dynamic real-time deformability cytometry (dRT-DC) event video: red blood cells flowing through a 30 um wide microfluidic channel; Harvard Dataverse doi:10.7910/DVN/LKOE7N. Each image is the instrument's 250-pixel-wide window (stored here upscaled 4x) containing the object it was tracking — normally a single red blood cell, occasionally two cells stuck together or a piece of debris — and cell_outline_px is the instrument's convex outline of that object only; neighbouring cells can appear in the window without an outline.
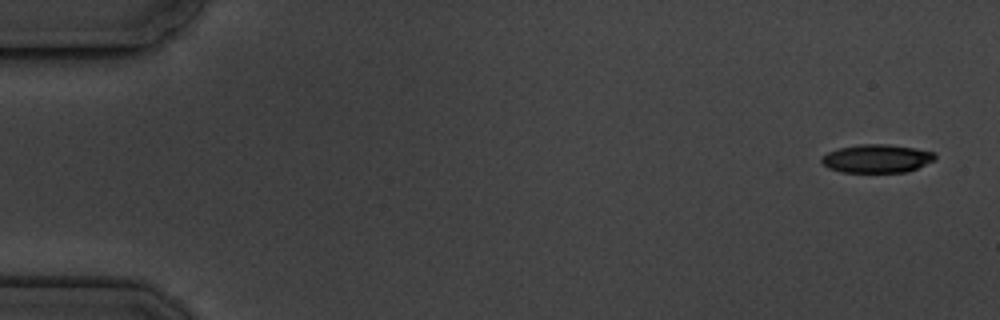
{"species": "common noctule bat (a hibernating species)", "species_latin": "Nyctalus noctula", "temperature_condition": "cold", "stored_images_in_passage": 4, "camera_frame_rate_fps": 3000, "um_per_image_px": 0.085, "animal": {"sex": "male", "body_mass_g": 19.5, "forearm_length_mm": 54.6}, "frame": {"image": 1, "passage_image": 1, "time_ms": 0.0, "image_size_px": [1000, 320], "cell_outline_px": [[936, 160], [916, 168], [904, 172], [840, 172], [828, 168], [820, 164], [820, 156], [828, 152], [840, 148], [860, 144], [888, 144], [916, 148], [936, 152]], "centroid_in_image_um": [74.51, 13.47], "position_along_channel_um": 10.5, "area_um2": 18.96}}